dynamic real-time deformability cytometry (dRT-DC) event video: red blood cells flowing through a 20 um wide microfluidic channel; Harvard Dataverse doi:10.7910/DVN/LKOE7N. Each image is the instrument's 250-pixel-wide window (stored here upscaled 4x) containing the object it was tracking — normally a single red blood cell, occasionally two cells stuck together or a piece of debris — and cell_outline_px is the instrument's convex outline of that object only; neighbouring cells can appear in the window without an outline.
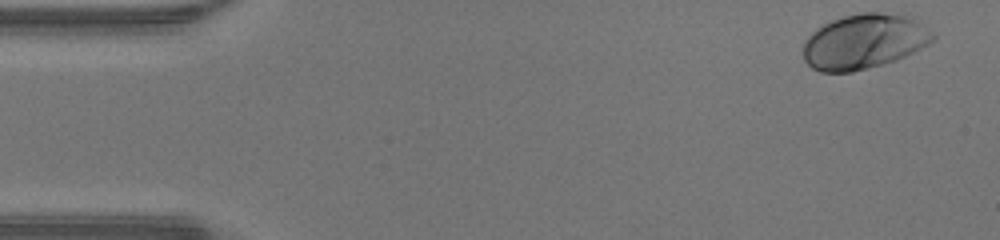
{"species": "human", "species_latin": "Homo sapiens", "temperature_condition": "warm", "stored_images_in_passage": 46, "camera_frame_rate_fps": 3000, "um_per_image_px": 0.085, "donor": {"sex": "male"}, "frame": {"image": 1, "passage_image": 1, "time_ms": 0.0, "image_size_px": [1000, 240], "cell_outline_px": [[936, 36], [928, 44], [896, 60], [868, 68], [852, 72], [820, 72], [812, 68], [804, 60], [804, 44], [808, 36], [816, 28], [832, 20], [844, 16], [860, 12], [880, 12], [912, 16], [920, 20]], "centroid_in_image_um": [73.46, 3.51], "position_along_channel_um": 11.5, "area_um2": 41.56}}
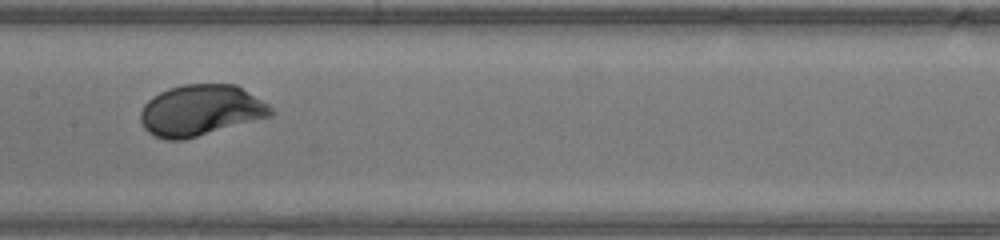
{"frame": {"image": 2, "passage_image": 22, "time_ms": 7.0, "image_size_px": [1000, 240], "cell_outline_px": [[272, 116], [184, 140], [164, 140], [148, 132], [144, 128], [140, 120], [140, 112], [144, 104], [152, 96], [168, 88], [184, 84], [236, 84], [268, 104], [272, 108]], "centroid_in_image_um": [17.03, 9.38], "position_along_channel_um": 190.4, "area_um2": 38.84}}
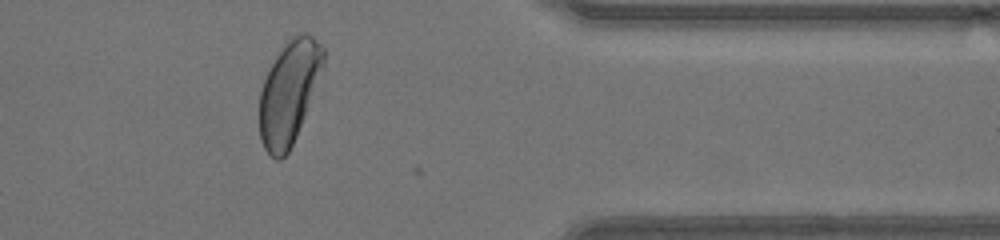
{"frame": {"image": 3, "passage_image": 37, "time_ms": 12.0, "image_size_px": [1000, 240], "cell_outline_px": [[324, 68], [296, 136], [288, 152], [280, 160], [276, 160], [264, 148], [260, 140], [260, 92], [264, 80], [276, 56], [288, 40], [292, 36], [304, 32], [312, 36], [324, 48]], "centroid_in_image_um": [24.58, 7.85], "position_along_channel_um": 386.8, "area_um2": 37.92}, "authors_computed_cell_mechanics": {"area_um2": 38.8705, "velocity_mm_per_s": 4.3397, "shape_relaxation_time_tau1_ms": 1.6726, "shape_relaxation_time_tau2_ms": null, "deformation_change_tau1": 0.135, "deformation_change_tau2": null}}